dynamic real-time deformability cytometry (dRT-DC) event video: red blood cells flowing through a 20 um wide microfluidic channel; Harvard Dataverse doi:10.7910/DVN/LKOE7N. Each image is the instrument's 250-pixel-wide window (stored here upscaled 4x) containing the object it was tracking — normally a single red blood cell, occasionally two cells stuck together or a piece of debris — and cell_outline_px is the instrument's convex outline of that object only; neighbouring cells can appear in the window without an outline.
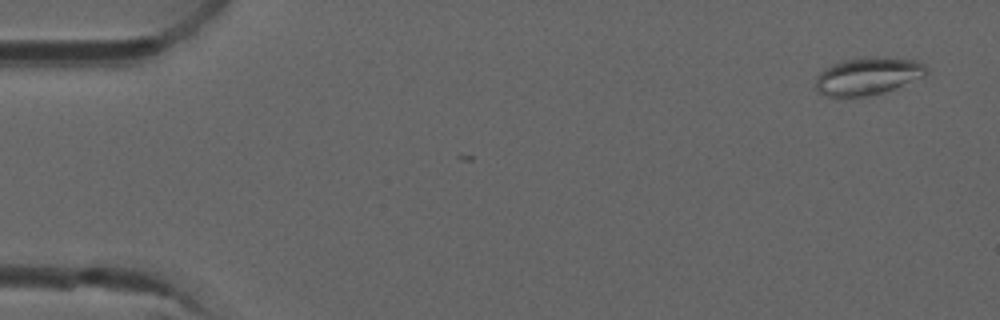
{"species": "common noctule bat (a hibernating species)", "species_latin": "Nyctalus noctula", "temperature_condition": "room temperature", "stored_images_in_passage": 6, "camera_frame_rate_fps": 3000, "um_per_image_px": 0.085, "animal": {"sex": "male", "forearm_length_mm": 52.5}, "frame": {"image": 1, "passage_image": 3, "time_ms": 0.667, "image_size_px": [1000, 320], "cell_outline_px": [[928, 72], [924, 76], [884, 92], [864, 96], [828, 96], [812, 88], [816, 76], [820, 72], [832, 64], [844, 60], [864, 56], [884, 56], [916, 60], [924, 64]], "centroid_in_image_um": [73.73, 6.44], "position_along_channel_um": 11.3, "area_um2": 24.39}}